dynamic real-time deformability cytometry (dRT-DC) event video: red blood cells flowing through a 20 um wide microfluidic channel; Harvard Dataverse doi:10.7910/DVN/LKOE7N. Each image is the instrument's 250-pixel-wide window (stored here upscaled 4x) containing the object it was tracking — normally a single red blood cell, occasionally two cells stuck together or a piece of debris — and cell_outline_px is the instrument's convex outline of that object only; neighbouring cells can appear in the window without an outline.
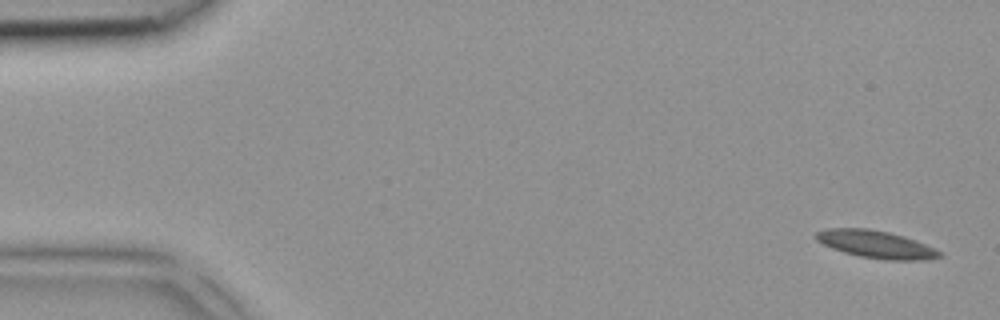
{"species": "common noctule bat (a hibernating species)", "species_latin": "Nyctalus noctula", "temperature_condition": "room temperature", "stored_images_in_passage": 4, "camera_frame_rate_fps": 3000, "um_per_image_px": 0.085, "animal": {"sex": "female", "body_mass_g": 18.4}, "frame": {"image": 1, "passage_image": 1, "time_ms": 0.0, "image_size_px": [1000, 320], "cell_outline_px": [[944, 256], [928, 260], [888, 260], [860, 256], [844, 252], [832, 248], [816, 240], [816, 232], [828, 228], [868, 228], [888, 232], [904, 236], [916, 240], [940, 252]], "centroid_in_image_um": [74.47, 20.77], "position_along_channel_um": 10.5, "area_um2": 19.65}}
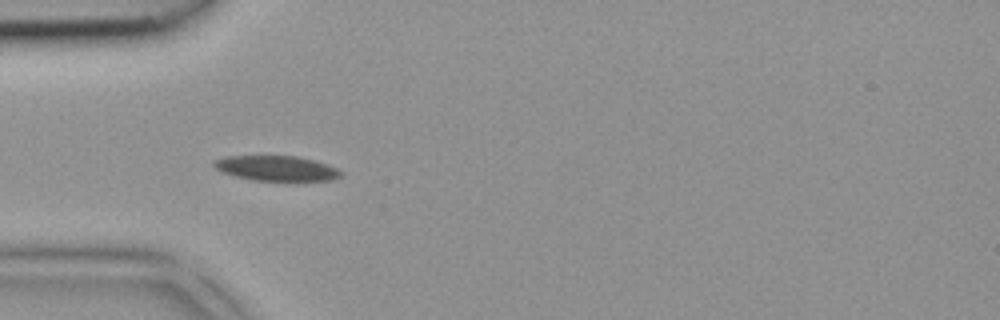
{"frame": {"image": 2, "passage_image": 4, "time_ms": 1.0, "image_size_px": [1000, 320], "cell_outline_px": [[344, 172], [340, 176], [332, 180], [252, 180], [220, 172], [212, 164], [212, 160], [224, 156], [296, 156], [328, 164]], "centroid_in_image_um": [23.45, 14.29], "position_along_channel_um": 61.5, "area_um2": 18.5}}